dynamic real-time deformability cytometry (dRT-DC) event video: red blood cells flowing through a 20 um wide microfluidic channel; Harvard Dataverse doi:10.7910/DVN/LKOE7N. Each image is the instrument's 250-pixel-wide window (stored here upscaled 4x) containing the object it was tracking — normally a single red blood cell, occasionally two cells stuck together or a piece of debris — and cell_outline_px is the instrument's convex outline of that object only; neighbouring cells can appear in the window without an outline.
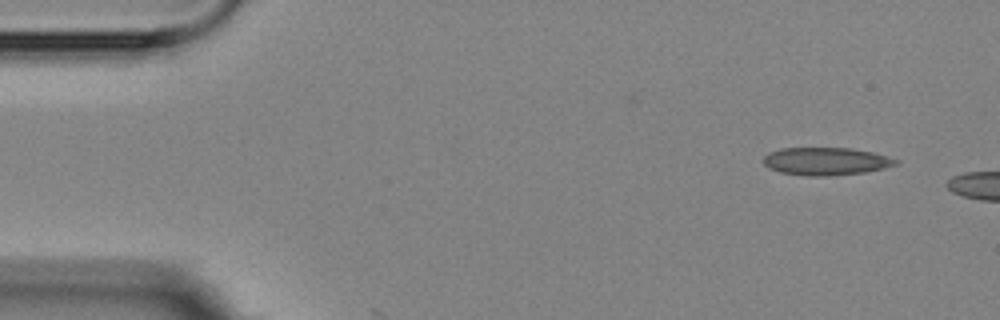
{"species": "Egyptian fruit bat (a non-hibernating species)", "species_latin": "Rousettus aegyptiacus", "temperature_condition": "room temperature", "stored_images_in_passage": 2, "camera_frame_rate_fps": 3000, "um_per_image_px": 0.085, "animal": {"sex": "female"}, "frame": {"image": 1, "passage_image": 1, "time_ms": 0.0, "image_size_px": [1000, 320], "cell_outline_px": [[900, 164], [884, 168], [864, 172], [828, 176], [808, 176], [780, 172], [768, 168], [760, 160], [768, 152], [780, 148], [852, 148], [872, 152], [888, 156], [900, 160]], "centroid_in_image_um": [70.19, 13.7], "position_along_channel_um": 14.8, "area_um2": 21.68}}